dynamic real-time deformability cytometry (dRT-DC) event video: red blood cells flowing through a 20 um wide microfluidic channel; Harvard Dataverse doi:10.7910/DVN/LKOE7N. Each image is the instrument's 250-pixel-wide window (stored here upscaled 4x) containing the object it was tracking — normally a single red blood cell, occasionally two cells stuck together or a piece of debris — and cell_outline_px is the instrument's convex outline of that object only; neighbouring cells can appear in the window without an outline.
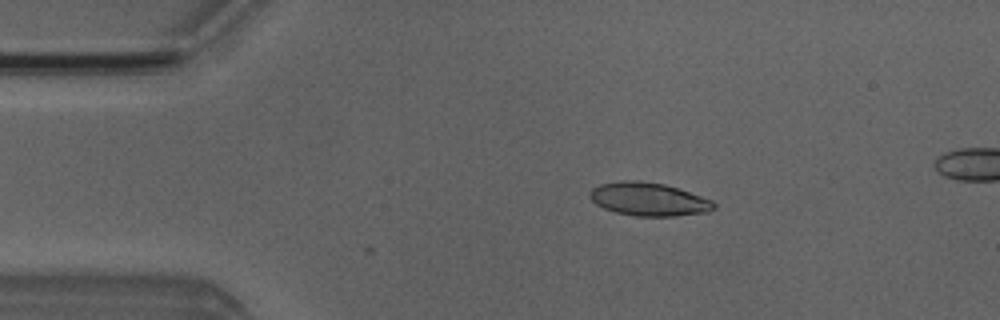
{"species": "Egyptian fruit bat (a non-hibernating species)", "species_latin": "Rousettus aegyptiacus", "temperature_condition": "room temperature", "stored_images_in_passage": 3, "camera_frame_rate_fps": 3000, "um_per_image_px": 0.085, "animal": {"sex": "male"}, "frame": {"image": 1, "passage_image": 1, "time_ms": 0.0, "image_size_px": [1000, 320], "cell_outline_px": [[716, 208], [708, 212], [676, 216], [636, 216], [616, 212], [604, 208], [596, 204], [588, 196], [588, 192], [592, 188], [600, 184], [620, 180], [640, 180], [664, 184], [712, 200], [716, 204]], "centroid_in_image_um": [55.11, 16.93], "position_along_channel_um": 29.9, "area_um2": 24.1}}